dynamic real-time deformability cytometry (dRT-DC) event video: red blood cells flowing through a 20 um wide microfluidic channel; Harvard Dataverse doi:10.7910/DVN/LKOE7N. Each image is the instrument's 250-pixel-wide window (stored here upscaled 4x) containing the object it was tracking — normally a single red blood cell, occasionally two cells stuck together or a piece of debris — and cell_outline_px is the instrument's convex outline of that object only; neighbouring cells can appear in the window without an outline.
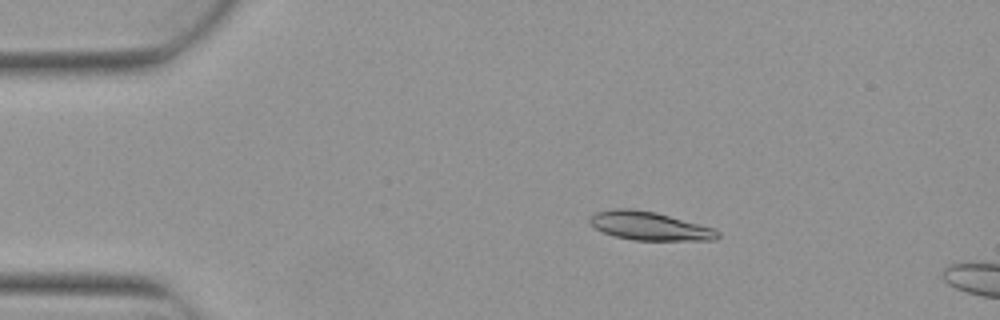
{"species": "Egyptian fruit bat (a non-hibernating species)", "species_latin": "Rousettus aegyptiacus", "temperature_condition": "warm", "stored_images_in_passage": 7, "camera_frame_rate_fps": 3000, "um_per_image_px": 0.085, "animal": {"sex": "female"}, "frame": {"image": 1, "passage_image": 2, "time_ms": 0.333, "image_size_px": [1000, 320], "cell_outline_px": [[720, 236], [716, 240], [632, 240], [616, 236], [604, 232], [596, 228], [588, 220], [588, 216], [596, 212], [612, 208], [632, 208], [656, 212], [712, 228], [720, 232]], "centroid_in_image_um": [55.18, 19.2], "position_along_channel_um": 29.8, "area_um2": 21.15}}
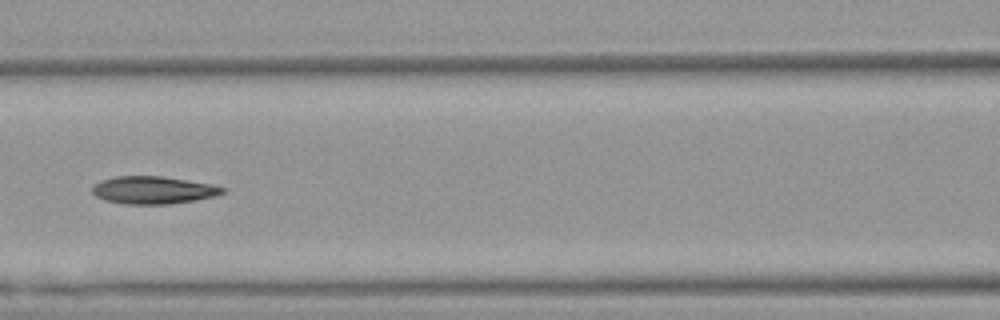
{"frame": {"image": 2, "passage_image": 6, "time_ms": 1.667, "image_size_px": [1000, 320], "cell_outline_px": [[224, 192], [216, 196], [196, 200], [172, 204], [124, 204], [104, 200], [96, 196], [92, 192], [92, 184], [116, 176], [160, 176], [212, 184], [224, 188]], "centroid_in_image_um": [13.01, 16.16], "position_along_channel_um": 153.6, "area_um2": 20.92}}
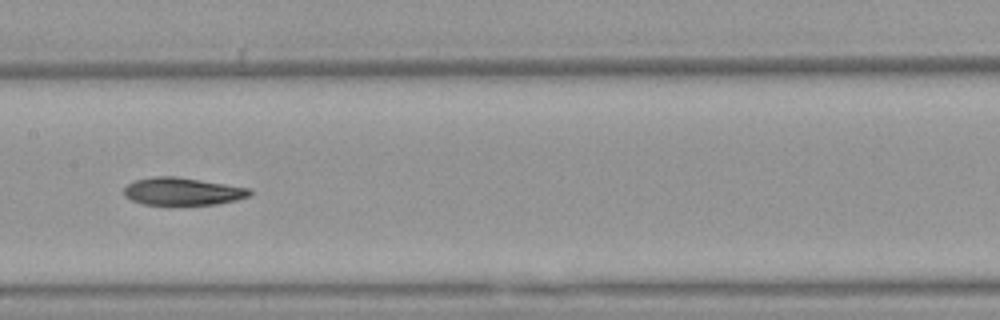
{"frame": {"image": 3, "passage_image": 7, "time_ms": 2.0, "image_size_px": [1000, 320], "cell_outline_px": [[252, 196], [236, 200], [216, 204], [144, 204], [132, 200], [124, 196], [124, 188], [128, 184], [136, 180], [152, 176], [176, 176], [252, 188]], "centroid_in_image_um": [15.56, 16.26], "position_along_channel_um": 191.8, "area_um2": 20.23}}